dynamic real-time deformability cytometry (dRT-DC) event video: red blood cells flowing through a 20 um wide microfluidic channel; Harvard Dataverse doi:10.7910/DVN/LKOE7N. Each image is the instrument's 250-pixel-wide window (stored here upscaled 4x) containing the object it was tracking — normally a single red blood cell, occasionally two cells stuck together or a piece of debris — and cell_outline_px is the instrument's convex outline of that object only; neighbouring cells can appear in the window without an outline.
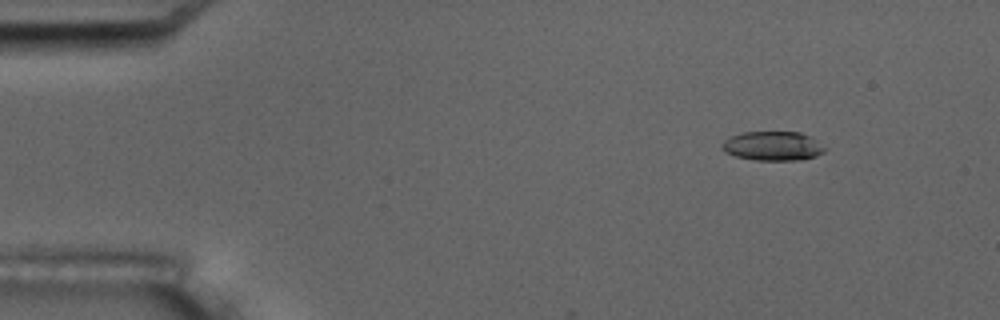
{"species": "common noctule bat (a hibernating species)", "species_latin": "Nyctalus noctula", "temperature_condition": "room temperature", "stored_images_in_passage": 5, "camera_frame_rate_fps": 3000, "um_per_image_px": 0.085, "animal": {"sex": "male", "body_mass_g": 17.5, "forearm_length_mm": 52.3}, "frame": {"image": 1, "passage_image": 2, "time_ms": 1.0, "image_size_px": [1000, 320], "cell_outline_px": [[828, 148], [824, 152], [816, 156], [800, 160], [756, 160], [736, 156], [724, 152], [720, 148], [720, 144], [724, 140], [732, 136], [744, 132], [800, 132], [812, 136]], "centroid_in_image_um": [65.72, 12.41], "position_along_channel_um": 19.3, "area_um2": 17.74}}